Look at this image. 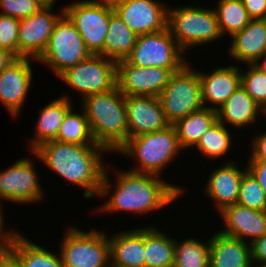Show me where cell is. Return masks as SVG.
Masks as SVG:
<instances>
[{
  "label": "cell",
  "mask_w": 266,
  "mask_h": 267,
  "mask_svg": "<svg viewBox=\"0 0 266 267\" xmlns=\"http://www.w3.org/2000/svg\"><path fill=\"white\" fill-rule=\"evenodd\" d=\"M108 162L103 176L98 198L103 202L92 213L109 214L130 213L134 216H148L164 208H170L186 191V187L167 182L166 179L145 173H136ZM118 170V171H117ZM113 174L111 175L112 172ZM111 177H110V176ZM113 178V179H111ZM114 181V182H113ZM109 196V197H108ZM108 199H106V198ZM105 199V200H104Z\"/></svg>",
  "instance_id": "cell-1"
},
{
  "label": "cell",
  "mask_w": 266,
  "mask_h": 267,
  "mask_svg": "<svg viewBox=\"0 0 266 267\" xmlns=\"http://www.w3.org/2000/svg\"><path fill=\"white\" fill-rule=\"evenodd\" d=\"M37 161L47 169L66 180V184L83 189L86 199L98 197L103 176L108 166L106 154L101 145L84 146L63 143L56 140L42 143L34 151ZM107 162V164H106Z\"/></svg>",
  "instance_id": "cell-2"
},
{
  "label": "cell",
  "mask_w": 266,
  "mask_h": 267,
  "mask_svg": "<svg viewBox=\"0 0 266 267\" xmlns=\"http://www.w3.org/2000/svg\"><path fill=\"white\" fill-rule=\"evenodd\" d=\"M80 103L94 140L114 155L128 140L125 95L115 86L110 91L85 96Z\"/></svg>",
  "instance_id": "cell-3"
},
{
  "label": "cell",
  "mask_w": 266,
  "mask_h": 267,
  "mask_svg": "<svg viewBox=\"0 0 266 267\" xmlns=\"http://www.w3.org/2000/svg\"><path fill=\"white\" fill-rule=\"evenodd\" d=\"M185 151L181 148L174 125L165 129L129 138L116 152L118 156L130 158L127 170L136 173L160 176L175 159ZM180 155V156H179ZM134 164V165H133Z\"/></svg>",
  "instance_id": "cell-4"
},
{
  "label": "cell",
  "mask_w": 266,
  "mask_h": 267,
  "mask_svg": "<svg viewBox=\"0 0 266 267\" xmlns=\"http://www.w3.org/2000/svg\"><path fill=\"white\" fill-rule=\"evenodd\" d=\"M190 3L192 5L168 6L167 27L179 47L188 54L195 47L215 45L219 39L226 40L213 6H204L200 0H191Z\"/></svg>",
  "instance_id": "cell-5"
},
{
  "label": "cell",
  "mask_w": 266,
  "mask_h": 267,
  "mask_svg": "<svg viewBox=\"0 0 266 267\" xmlns=\"http://www.w3.org/2000/svg\"><path fill=\"white\" fill-rule=\"evenodd\" d=\"M66 227L58 243L64 267H110L107 231L95 227L85 230L74 224Z\"/></svg>",
  "instance_id": "cell-6"
},
{
  "label": "cell",
  "mask_w": 266,
  "mask_h": 267,
  "mask_svg": "<svg viewBox=\"0 0 266 267\" xmlns=\"http://www.w3.org/2000/svg\"><path fill=\"white\" fill-rule=\"evenodd\" d=\"M190 64L188 62L180 71L173 73L158 96L170 125L204 108L199 72Z\"/></svg>",
  "instance_id": "cell-7"
},
{
  "label": "cell",
  "mask_w": 266,
  "mask_h": 267,
  "mask_svg": "<svg viewBox=\"0 0 266 267\" xmlns=\"http://www.w3.org/2000/svg\"><path fill=\"white\" fill-rule=\"evenodd\" d=\"M29 154L31 157L30 155L23 156L7 168L0 170V205L4 206V201L16 204V206L39 204L42 200L44 202L47 195L41 185L40 178L42 177L35 168L37 155L33 151Z\"/></svg>",
  "instance_id": "cell-8"
},
{
  "label": "cell",
  "mask_w": 266,
  "mask_h": 267,
  "mask_svg": "<svg viewBox=\"0 0 266 267\" xmlns=\"http://www.w3.org/2000/svg\"><path fill=\"white\" fill-rule=\"evenodd\" d=\"M90 55L74 23L63 13L54 25L47 47L36 61L58 77Z\"/></svg>",
  "instance_id": "cell-9"
},
{
  "label": "cell",
  "mask_w": 266,
  "mask_h": 267,
  "mask_svg": "<svg viewBox=\"0 0 266 267\" xmlns=\"http://www.w3.org/2000/svg\"><path fill=\"white\" fill-rule=\"evenodd\" d=\"M179 47L168 27L162 31L138 35L135 46L125 60L138 67L168 68L172 73L180 71L189 56Z\"/></svg>",
  "instance_id": "cell-10"
},
{
  "label": "cell",
  "mask_w": 266,
  "mask_h": 267,
  "mask_svg": "<svg viewBox=\"0 0 266 267\" xmlns=\"http://www.w3.org/2000/svg\"><path fill=\"white\" fill-rule=\"evenodd\" d=\"M114 11L110 0H77L64 7V13L74 23L87 50L103 56V45Z\"/></svg>",
  "instance_id": "cell-11"
},
{
  "label": "cell",
  "mask_w": 266,
  "mask_h": 267,
  "mask_svg": "<svg viewBox=\"0 0 266 267\" xmlns=\"http://www.w3.org/2000/svg\"><path fill=\"white\" fill-rule=\"evenodd\" d=\"M117 62L102 55L91 54L87 59L66 69L58 76L68 91L75 90L78 98L103 93L116 86Z\"/></svg>",
  "instance_id": "cell-12"
},
{
  "label": "cell",
  "mask_w": 266,
  "mask_h": 267,
  "mask_svg": "<svg viewBox=\"0 0 266 267\" xmlns=\"http://www.w3.org/2000/svg\"><path fill=\"white\" fill-rule=\"evenodd\" d=\"M114 12L137 36L167 28L168 6L159 0H110Z\"/></svg>",
  "instance_id": "cell-13"
},
{
  "label": "cell",
  "mask_w": 266,
  "mask_h": 267,
  "mask_svg": "<svg viewBox=\"0 0 266 267\" xmlns=\"http://www.w3.org/2000/svg\"><path fill=\"white\" fill-rule=\"evenodd\" d=\"M33 62L37 61L16 58L0 72V103L14 119L21 115L33 86Z\"/></svg>",
  "instance_id": "cell-14"
},
{
  "label": "cell",
  "mask_w": 266,
  "mask_h": 267,
  "mask_svg": "<svg viewBox=\"0 0 266 267\" xmlns=\"http://www.w3.org/2000/svg\"><path fill=\"white\" fill-rule=\"evenodd\" d=\"M172 74L168 68L138 67L123 59L117 61L116 86L124 95L158 97Z\"/></svg>",
  "instance_id": "cell-15"
},
{
  "label": "cell",
  "mask_w": 266,
  "mask_h": 267,
  "mask_svg": "<svg viewBox=\"0 0 266 267\" xmlns=\"http://www.w3.org/2000/svg\"><path fill=\"white\" fill-rule=\"evenodd\" d=\"M54 6L42 8L27 18L20 19L18 30V58L37 60L47 47L54 25L64 13V7L54 12Z\"/></svg>",
  "instance_id": "cell-16"
},
{
  "label": "cell",
  "mask_w": 266,
  "mask_h": 267,
  "mask_svg": "<svg viewBox=\"0 0 266 267\" xmlns=\"http://www.w3.org/2000/svg\"><path fill=\"white\" fill-rule=\"evenodd\" d=\"M227 160V161H226ZM222 165L212 167L210 173H207V181L202 191L214 204V209L221 212L225 207L237 203L241 179L247 170L246 165H238L240 162L227 156ZM240 167V168H239ZM241 167L243 169H241Z\"/></svg>",
  "instance_id": "cell-17"
},
{
  "label": "cell",
  "mask_w": 266,
  "mask_h": 267,
  "mask_svg": "<svg viewBox=\"0 0 266 267\" xmlns=\"http://www.w3.org/2000/svg\"><path fill=\"white\" fill-rule=\"evenodd\" d=\"M214 68L211 72L199 70L198 66L196 69L204 108L217 110L241 86V72L240 66L233 63Z\"/></svg>",
  "instance_id": "cell-18"
},
{
  "label": "cell",
  "mask_w": 266,
  "mask_h": 267,
  "mask_svg": "<svg viewBox=\"0 0 266 267\" xmlns=\"http://www.w3.org/2000/svg\"><path fill=\"white\" fill-rule=\"evenodd\" d=\"M128 139L165 129L170 124L165 118L158 97L125 95Z\"/></svg>",
  "instance_id": "cell-19"
},
{
  "label": "cell",
  "mask_w": 266,
  "mask_h": 267,
  "mask_svg": "<svg viewBox=\"0 0 266 267\" xmlns=\"http://www.w3.org/2000/svg\"><path fill=\"white\" fill-rule=\"evenodd\" d=\"M230 39L227 54L234 61L233 64L244 66L263 63L266 58V19L251 20Z\"/></svg>",
  "instance_id": "cell-20"
},
{
  "label": "cell",
  "mask_w": 266,
  "mask_h": 267,
  "mask_svg": "<svg viewBox=\"0 0 266 267\" xmlns=\"http://www.w3.org/2000/svg\"><path fill=\"white\" fill-rule=\"evenodd\" d=\"M222 219L219 232L251 243L266 233V211H258L235 203L218 214Z\"/></svg>",
  "instance_id": "cell-21"
},
{
  "label": "cell",
  "mask_w": 266,
  "mask_h": 267,
  "mask_svg": "<svg viewBox=\"0 0 266 267\" xmlns=\"http://www.w3.org/2000/svg\"><path fill=\"white\" fill-rule=\"evenodd\" d=\"M217 120L229 128L236 131H243L246 128L249 131L251 127L261 125L257 122L262 121V107L257 104L242 87L234 93L216 110ZM259 118V119H258ZM250 126V127H249Z\"/></svg>",
  "instance_id": "cell-22"
},
{
  "label": "cell",
  "mask_w": 266,
  "mask_h": 267,
  "mask_svg": "<svg viewBox=\"0 0 266 267\" xmlns=\"http://www.w3.org/2000/svg\"><path fill=\"white\" fill-rule=\"evenodd\" d=\"M110 267H144V227L108 234Z\"/></svg>",
  "instance_id": "cell-23"
},
{
  "label": "cell",
  "mask_w": 266,
  "mask_h": 267,
  "mask_svg": "<svg viewBox=\"0 0 266 267\" xmlns=\"http://www.w3.org/2000/svg\"><path fill=\"white\" fill-rule=\"evenodd\" d=\"M53 99L37 109L39 113L34 124V137L27 139L28 152L34 151L42 143L55 140L66 113L75 105L66 92Z\"/></svg>",
  "instance_id": "cell-24"
},
{
  "label": "cell",
  "mask_w": 266,
  "mask_h": 267,
  "mask_svg": "<svg viewBox=\"0 0 266 267\" xmlns=\"http://www.w3.org/2000/svg\"><path fill=\"white\" fill-rule=\"evenodd\" d=\"M211 262L215 267H250V243L222 234L218 230L209 235Z\"/></svg>",
  "instance_id": "cell-25"
},
{
  "label": "cell",
  "mask_w": 266,
  "mask_h": 267,
  "mask_svg": "<svg viewBox=\"0 0 266 267\" xmlns=\"http://www.w3.org/2000/svg\"><path fill=\"white\" fill-rule=\"evenodd\" d=\"M19 230L13 237L9 253L21 267H64L58 251L34 243Z\"/></svg>",
  "instance_id": "cell-26"
},
{
  "label": "cell",
  "mask_w": 266,
  "mask_h": 267,
  "mask_svg": "<svg viewBox=\"0 0 266 267\" xmlns=\"http://www.w3.org/2000/svg\"><path fill=\"white\" fill-rule=\"evenodd\" d=\"M154 224L144 227V267H173L175 238Z\"/></svg>",
  "instance_id": "cell-27"
},
{
  "label": "cell",
  "mask_w": 266,
  "mask_h": 267,
  "mask_svg": "<svg viewBox=\"0 0 266 267\" xmlns=\"http://www.w3.org/2000/svg\"><path fill=\"white\" fill-rule=\"evenodd\" d=\"M217 121L216 110L203 108L174 123L181 148L193 150L201 136Z\"/></svg>",
  "instance_id": "cell-28"
},
{
  "label": "cell",
  "mask_w": 266,
  "mask_h": 267,
  "mask_svg": "<svg viewBox=\"0 0 266 267\" xmlns=\"http://www.w3.org/2000/svg\"><path fill=\"white\" fill-rule=\"evenodd\" d=\"M136 39L137 35L113 11L104 39L103 56L116 62L125 59L135 46Z\"/></svg>",
  "instance_id": "cell-29"
},
{
  "label": "cell",
  "mask_w": 266,
  "mask_h": 267,
  "mask_svg": "<svg viewBox=\"0 0 266 267\" xmlns=\"http://www.w3.org/2000/svg\"><path fill=\"white\" fill-rule=\"evenodd\" d=\"M232 128H229L222 124L220 121H216L212 126L201 136V139L197 145L193 148H197L196 151L203 155L204 159L209 160H220V158H226L230 154L234 147V138ZM231 131V132H230ZM231 149V150H230ZM229 153V154H228Z\"/></svg>",
  "instance_id": "cell-30"
},
{
  "label": "cell",
  "mask_w": 266,
  "mask_h": 267,
  "mask_svg": "<svg viewBox=\"0 0 266 267\" xmlns=\"http://www.w3.org/2000/svg\"><path fill=\"white\" fill-rule=\"evenodd\" d=\"M75 111L73 107L66 113L59 128L56 141L84 146H97L92 136L89 122L83 109Z\"/></svg>",
  "instance_id": "cell-31"
},
{
  "label": "cell",
  "mask_w": 266,
  "mask_h": 267,
  "mask_svg": "<svg viewBox=\"0 0 266 267\" xmlns=\"http://www.w3.org/2000/svg\"><path fill=\"white\" fill-rule=\"evenodd\" d=\"M197 237L175 239L173 267H206L209 263V237L202 241Z\"/></svg>",
  "instance_id": "cell-32"
},
{
  "label": "cell",
  "mask_w": 266,
  "mask_h": 267,
  "mask_svg": "<svg viewBox=\"0 0 266 267\" xmlns=\"http://www.w3.org/2000/svg\"><path fill=\"white\" fill-rule=\"evenodd\" d=\"M213 7L223 36L231 37L244 29L252 20L242 0H216Z\"/></svg>",
  "instance_id": "cell-33"
},
{
  "label": "cell",
  "mask_w": 266,
  "mask_h": 267,
  "mask_svg": "<svg viewBox=\"0 0 266 267\" xmlns=\"http://www.w3.org/2000/svg\"><path fill=\"white\" fill-rule=\"evenodd\" d=\"M247 66L248 68L245 69ZM240 66L241 86L261 107L266 105V65L263 63ZM245 69V70H244Z\"/></svg>",
  "instance_id": "cell-34"
},
{
  "label": "cell",
  "mask_w": 266,
  "mask_h": 267,
  "mask_svg": "<svg viewBox=\"0 0 266 267\" xmlns=\"http://www.w3.org/2000/svg\"><path fill=\"white\" fill-rule=\"evenodd\" d=\"M237 203L250 209L266 211V193L248 170L242 176Z\"/></svg>",
  "instance_id": "cell-35"
},
{
  "label": "cell",
  "mask_w": 266,
  "mask_h": 267,
  "mask_svg": "<svg viewBox=\"0 0 266 267\" xmlns=\"http://www.w3.org/2000/svg\"><path fill=\"white\" fill-rule=\"evenodd\" d=\"M20 19L0 14V48L18 58V30Z\"/></svg>",
  "instance_id": "cell-36"
},
{
  "label": "cell",
  "mask_w": 266,
  "mask_h": 267,
  "mask_svg": "<svg viewBox=\"0 0 266 267\" xmlns=\"http://www.w3.org/2000/svg\"><path fill=\"white\" fill-rule=\"evenodd\" d=\"M44 6L36 0H0V14L23 19L39 12Z\"/></svg>",
  "instance_id": "cell-37"
},
{
  "label": "cell",
  "mask_w": 266,
  "mask_h": 267,
  "mask_svg": "<svg viewBox=\"0 0 266 267\" xmlns=\"http://www.w3.org/2000/svg\"><path fill=\"white\" fill-rule=\"evenodd\" d=\"M259 132L255 134L256 131H254V135H252V138L248 142L249 147L251 148L249 151V159L246 161H266V130H263V132Z\"/></svg>",
  "instance_id": "cell-38"
},
{
  "label": "cell",
  "mask_w": 266,
  "mask_h": 267,
  "mask_svg": "<svg viewBox=\"0 0 266 267\" xmlns=\"http://www.w3.org/2000/svg\"><path fill=\"white\" fill-rule=\"evenodd\" d=\"M3 208L4 206L0 205V257L9 253L12 239L19 231L14 226L12 228L6 227V218L3 215L5 210Z\"/></svg>",
  "instance_id": "cell-39"
},
{
  "label": "cell",
  "mask_w": 266,
  "mask_h": 267,
  "mask_svg": "<svg viewBox=\"0 0 266 267\" xmlns=\"http://www.w3.org/2000/svg\"><path fill=\"white\" fill-rule=\"evenodd\" d=\"M252 20L266 19V0H242Z\"/></svg>",
  "instance_id": "cell-40"
},
{
  "label": "cell",
  "mask_w": 266,
  "mask_h": 267,
  "mask_svg": "<svg viewBox=\"0 0 266 267\" xmlns=\"http://www.w3.org/2000/svg\"><path fill=\"white\" fill-rule=\"evenodd\" d=\"M247 170L259 182L266 193V161H247Z\"/></svg>",
  "instance_id": "cell-41"
},
{
  "label": "cell",
  "mask_w": 266,
  "mask_h": 267,
  "mask_svg": "<svg viewBox=\"0 0 266 267\" xmlns=\"http://www.w3.org/2000/svg\"><path fill=\"white\" fill-rule=\"evenodd\" d=\"M252 262H266V233L250 243Z\"/></svg>",
  "instance_id": "cell-42"
},
{
  "label": "cell",
  "mask_w": 266,
  "mask_h": 267,
  "mask_svg": "<svg viewBox=\"0 0 266 267\" xmlns=\"http://www.w3.org/2000/svg\"><path fill=\"white\" fill-rule=\"evenodd\" d=\"M16 57L6 49L0 48V72L6 68Z\"/></svg>",
  "instance_id": "cell-43"
},
{
  "label": "cell",
  "mask_w": 266,
  "mask_h": 267,
  "mask_svg": "<svg viewBox=\"0 0 266 267\" xmlns=\"http://www.w3.org/2000/svg\"><path fill=\"white\" fill-rule=\"evenodd\" d=\"M0 267H21V265L10 253H8L0 257Z\"/></svg>",
  "instance_id": "cell-44"
},
{
  "label": "cell",
  "mask_w": 266,
  "mask_h": 267,
  "mask_svg": "<svg viewBox=\"0 0 266 267\" xmlns=\"http://www.w3.org/2000/svg\"><path fill=\"white\" fill-rule=\"evenodd\" d=\"M39 3H41L44 7H48V6H54L56 7V4L58 0H36Z\"/></svg>",
  "instance_id": "cell-45"
},
{
  "label": "cell",
  "mask_w": 266,
  "mask_h": 267,
  "mask_svg": "<svg viewBox=\"0 0 266 267\" xmlns=\"http://www.w3.org/2000/svg\"><path fill=\"white\" fill-rule=\"evenodd\" d=\"M250 267H266V262H252Z\"/></svg>",
  "instance_id": "cell-46"
},
{
  "label": "cell",
  "mask_w": 266,
  "mask_h": 267,
  "mask_svg": "<svg viewBox=\"0 0 266 267\" xmlns=\"http://www.w3.org/2000/svg\"><path fill=\"white\" fill-rule=\"evenodd\" d=\"M262 119L266 120V105L262 107Z\"/></svg>",
  "instance_id": "cell-47"
},
{
  "label": "cell",
  "mask_w": 266,
  "mask_h": 267,
  "mask_svg": "<svg viewBox=\"0 0 266 267\" xmlns=\"http://www.w3.org/2000/svg\"><path fill=\"white\" fill-rule=\"evenodd\" d=\"M206 267H215L211 262H209Z\"/></svg>",
  "instance_id": "cell-48"
}]
</instances>
